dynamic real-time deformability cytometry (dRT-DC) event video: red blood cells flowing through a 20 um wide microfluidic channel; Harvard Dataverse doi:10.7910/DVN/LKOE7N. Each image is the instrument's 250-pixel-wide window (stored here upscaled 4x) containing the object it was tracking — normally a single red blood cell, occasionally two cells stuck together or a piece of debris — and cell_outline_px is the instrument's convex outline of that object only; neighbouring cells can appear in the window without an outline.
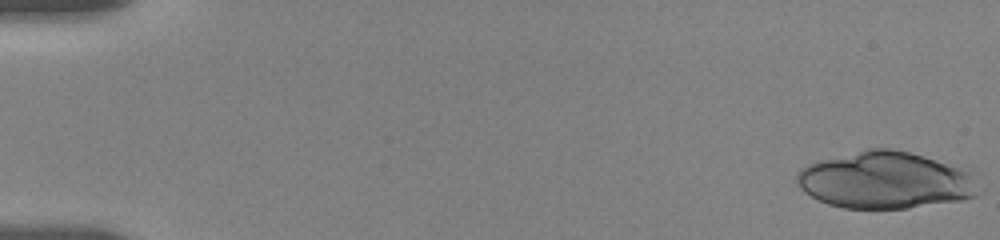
{"species": "human", "species_latin": "Homo sapiens", "temperature_condition": "room temperature", "stored_images_in_passage": 19, "camera_frame_rate_fps": 3000, "um_per_image_px": 0.085, "donor": {"sex": "female"}, "frame": {"image": 1, "passage_image": 1, "time_ms": 0.0, "image_size_px": [1000, 240], "cell_outline_px": [[976, 196], [960, 200], [908, 208], [844, 208], [828, 204], [804, 192], [796, 184], [796, 176], [800, 168], [808, 164], [820, 160], [868, 148], [892, 148], [924, 156], [968, 172]], "centroid_in_image_um": [75.12, 15.32], "position_along_channel_um": 9.9, "area_um2": 59.13}}